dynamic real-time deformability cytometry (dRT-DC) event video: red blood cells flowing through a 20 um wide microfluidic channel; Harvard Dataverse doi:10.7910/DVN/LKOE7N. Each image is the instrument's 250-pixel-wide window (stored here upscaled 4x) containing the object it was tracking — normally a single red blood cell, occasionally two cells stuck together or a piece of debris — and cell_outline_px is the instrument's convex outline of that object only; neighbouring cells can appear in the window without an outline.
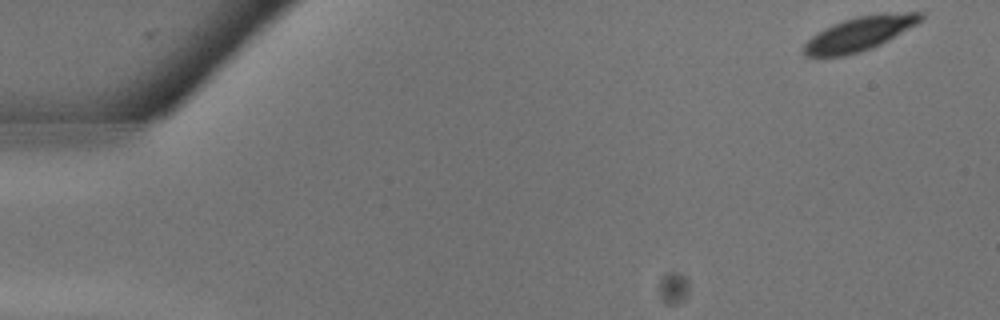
{"species": "common noctule bat (a hibernating species)", "species_latin": "Nyctalus noctula", "temperature_condition": "warm", "stored_images_in_passage": 16, "camera_frame_rate_fps": 3000, "um_per_image_px": 0.085, "animal": {"sex": "male", "body_mass_g": 13.3}, "frame": {"image": 1, "passage_image": 1, "time_ms": 0.0, "image_size_px": [1000, 320], "cell_outline_px": [[924, 16], [916, 24], [888, 40], [872, 48], [860, 52], [844, 56], [804, 56], [804, 44], [816, 32], [832, 24], [856, 16], [904, 12], [924, 12]], "centroid_in_image_um": [73.04, 2.86], "position_along_channel_um": 12.0, "area_um2": 22.89}}
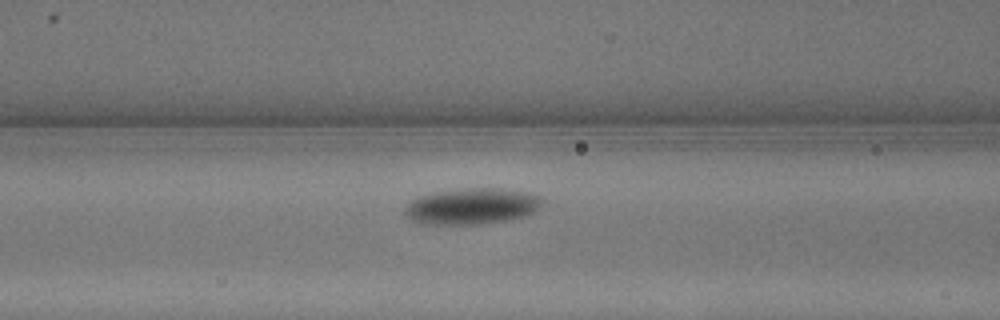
{"frame": {"image": 2, "passage_image": 12, "time_ms": 3.667, "image_size_px": [1000, 320], "cell_outline_px": [[544, 200], [536, 212], [528, 216], [480, 224], [420, 224], [412, 220], [404, 212], [408, 204], [416, 196], [428, 192], [456, 188], [508, 188], [536, 192], [544, 196]], "centroid_in_image_um": [40.18, 17.49], "position_along_channel_um": 126.4, "area_um2": 29.88}}
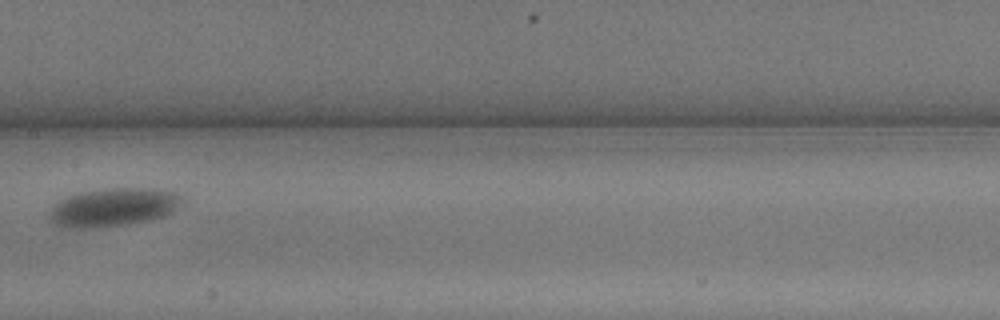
{"frame": {"image": 3, "passage_image": 15, "time_ms": 4.667, "image_size_px": [1000, 320], "cell_outline_px": [[184, 200], [172, 212], [164, 216], [144, 220], [120, 224], [92, 228], [68, 228], [56, 224], [52, 220], [52, 204], [76, 192], [108, 188], [144, 188], [172, 192], [184, 196]], "centroid_in_image_um": [9.63, 17.59], "position_along_channel_um": 197.8, "area_um2": 29.07}}